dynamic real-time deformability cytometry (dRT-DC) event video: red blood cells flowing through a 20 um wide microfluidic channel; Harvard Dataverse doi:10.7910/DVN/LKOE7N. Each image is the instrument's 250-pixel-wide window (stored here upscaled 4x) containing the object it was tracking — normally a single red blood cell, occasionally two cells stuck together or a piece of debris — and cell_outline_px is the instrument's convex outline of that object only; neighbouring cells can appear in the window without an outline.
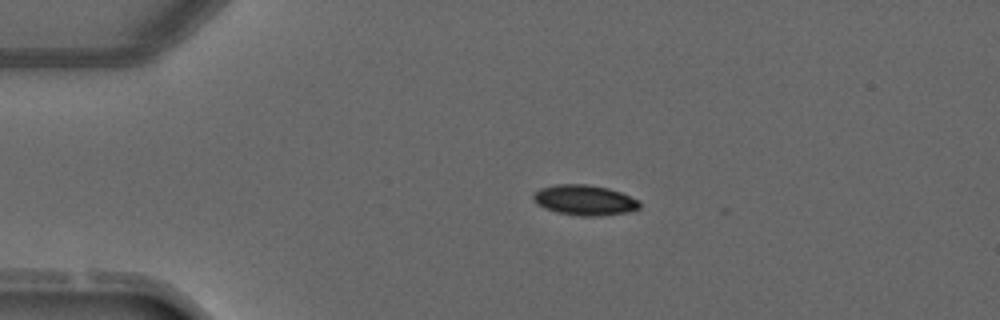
{"species": "common noctule bat (a hibernating species)", "species_latin": "Nyctalus noctula", "temperature_condition": "warm", "stored_images_in_passage": 2, "camera_frame_rate_fps": 3000, "um_per_image_px": 0.085, "animal": {"sex": "male", "forearm_length_mm": 52.5}, "frame": {"image": 1, "passage_image": 2, "time_ms": 1.333, "image_size_px": [1000, 320], "cell_outline_px": [[640, 208], [628, 212], [600, 216], [580, 216], [556, 212], [544, 208], [536, 204], [532, 200], [532, 196], [540, 188], [556, 184], [588, 184], [608, 188], [620, 192], [640, 200]], "centroid_in_image_um": [49.68, 17.01], "position_along_channel_um": 35.3, "area_um2": 18.96}}